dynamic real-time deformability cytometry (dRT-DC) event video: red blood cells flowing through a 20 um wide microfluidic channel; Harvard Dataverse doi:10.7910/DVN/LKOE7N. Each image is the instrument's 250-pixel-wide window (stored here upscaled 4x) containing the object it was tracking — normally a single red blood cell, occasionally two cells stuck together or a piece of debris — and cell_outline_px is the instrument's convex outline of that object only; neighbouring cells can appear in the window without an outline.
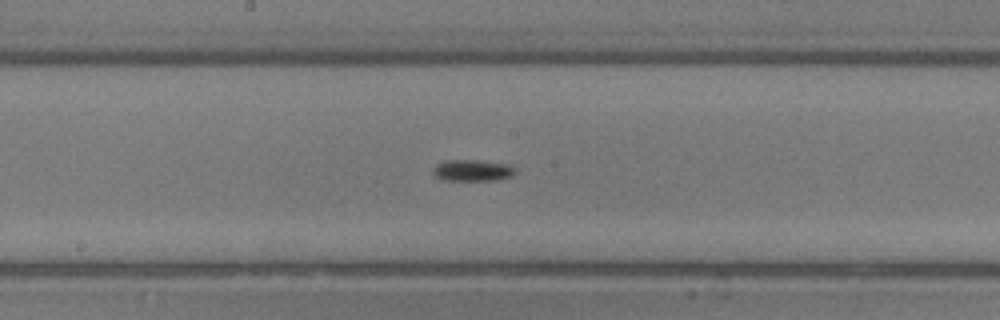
{"species": "common noctule bat (a hibernating species)", "species_latin": "Nyctalus noctula", "temperature_condition": "room temperature", "stored_images_in_passage": 41, "camera_frame_rate_fps": 3000, "um_per_image_px": 0.085, "animal": {"sex": "male", "body_mass_g": 13.3}, "frame": {"image": 1, "passage_image": 18, "time_ms": 5.667, "image_size_px": [1000, 320], "cell_outline_px": [[516, 172], [512, 176], [500, 180], [444, 180], [436, 176], [432, 172], [432, 168], [436, 164], [444, 160], [476, 160], [512, 164], [516, 168]], "centroid_in_image_um": [40.2, 14.47], "position_along_channel_um": 208.0, "area_um2": 10.52}}
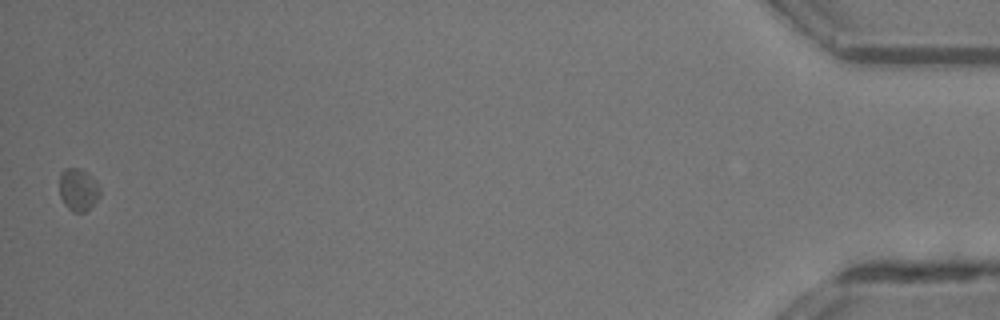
{"frame": {"image": 2, "passage_image": 41, "time_ms": 13.333, "image_size_px": [1000, 320], "cell_outline_px": [[100, 196], [84, 212], [72, 212], [64, 204], [60, 196], [60, 172], [64, 168], [80, 168], [92, 176], [96, 180], [100, 188]], "centroid_in_image_um": [6.64, 16.1], "position_along_channel_um": 428.6, "area_um2": 10.06}}